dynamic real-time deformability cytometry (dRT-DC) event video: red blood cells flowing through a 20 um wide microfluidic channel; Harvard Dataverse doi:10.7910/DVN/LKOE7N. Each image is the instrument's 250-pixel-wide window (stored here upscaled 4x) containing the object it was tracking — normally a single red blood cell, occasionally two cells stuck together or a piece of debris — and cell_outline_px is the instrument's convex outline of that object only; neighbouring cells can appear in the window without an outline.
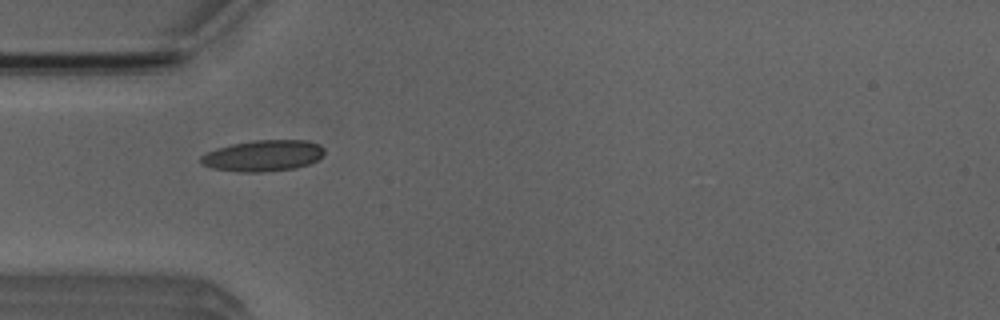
{"species": "Egyptian fruit bat (a non-hibernating species)", "species_latin": "Rousettus aegyptiacus", "temperature_condition": "room temperature", "stored_images_in_passage": 4, "camera_frame_rate_fps": 3000, "um_per_image_px": 0.085, "animal": {"sex": "male"}, "frame": {"image": 1, "passage_image": 1, "time_ms": 0.0, "image_size_px": [1000, 320], "cell_outline_px": [[324, 156], [308, 164], [296, 168], [260, 172], [240, 172], [212, 168], [200, 164], [200, 156], [216, 148], [232, 144], [252, 140], [308, 140], [320, 144], [324, 148]], "centroid_in_image_um": [22.37, 13.23], "position_along_channel_um": 62.6, "area_um2": 22.6}}
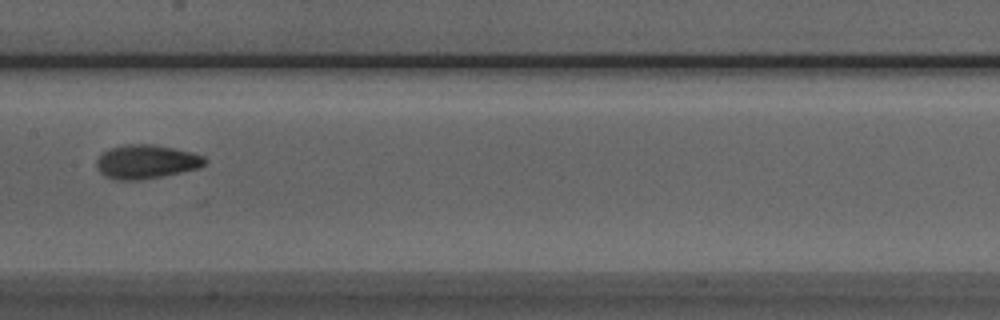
{"frame": {"image": 2, "passage_image": 4, "time_ms": 3.333, "image_size_px": [1000, 320], "cell_outline_px": [[208, 160], [204, 164], [196, 168], [180, 172], [140, 180], [116, 180], [104, 176], [100, 172], [96, 164], [96, 160], [108, 148], [128, 144], [152, 144], [192, 152], [204, 156]], "centroid_in_image_um": [12.4, 13.74], "position_along_channel_um": 195.0, "area_um2": 21.21}}